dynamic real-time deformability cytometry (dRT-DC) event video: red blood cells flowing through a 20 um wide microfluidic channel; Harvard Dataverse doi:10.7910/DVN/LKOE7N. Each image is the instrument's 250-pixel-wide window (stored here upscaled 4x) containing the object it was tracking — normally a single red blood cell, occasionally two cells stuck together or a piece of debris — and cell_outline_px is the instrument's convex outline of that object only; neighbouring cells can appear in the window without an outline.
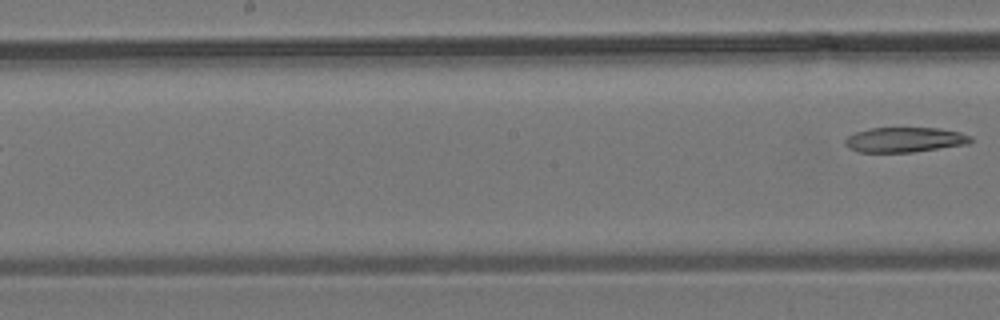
{"species": "common noctule bat (a hibernating species)", "species_latin": "Nyctalus noctula", "temperature_condition": "room temperature", "stored_images_in_passage": 6, "segment_of_instrument_passage": [2, 2], "camera_frame_rate_fps": 3000, "um_per_image_px": 0.085, "animal": {"sex": "male", "body_mass_g": 19.2, "forearm_length_mm": 51.8}, "frame": {"image": 1, "passage_image": 6, "time_ms": 7.0, "image_size_px": [1000, 320], "cell_outline_px": [[972, 140], [968, 144], [912, 152], [856, 152], [848, 148], [844, 144], [844, 140], [848, 136], [856, 132], [872, 128], [940, 128], [960, 132], [972, 136]], "centroid_in_image_um": [76.89, 11.88], "position_along_channel_um": 171.3, "area_um2": 18.32}}